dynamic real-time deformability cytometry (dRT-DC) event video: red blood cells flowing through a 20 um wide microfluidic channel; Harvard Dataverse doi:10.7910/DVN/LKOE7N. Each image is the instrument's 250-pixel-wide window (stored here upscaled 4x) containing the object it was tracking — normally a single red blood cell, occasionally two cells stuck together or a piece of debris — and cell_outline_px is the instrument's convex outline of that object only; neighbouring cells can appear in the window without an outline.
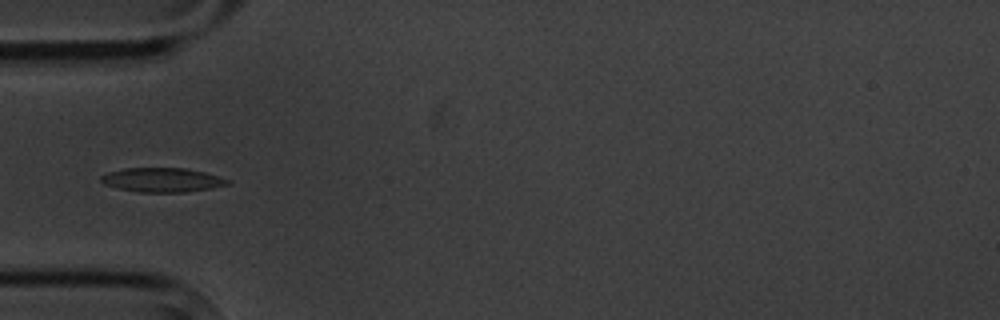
{"species": "common noctule bat (a hibernating species)", "species_latin": "Nyctalus noctula", "temperature_condition": "cold", "stored_images_in_passage": 9, "camera_frame_rate_fps": 3000, "um_per_image_px": 0.085, "animal": {"sex": "male", "body_mass_g": 20.1, "forearm_length_mm": 53.5}, "frame": {"image": 1, "passage_image": 6, "time_ms": 5.667, "image_size_px": [1000, 320], "cell_outline_px": [[232, 184], [212, 188], [184, 192], [140, 192], [120, 188], [104, 184], [100, 180], [100, 176], [108, 172], [124, 168], [184, 168], [204, 172], [228, 180]], "centroid_in_image_um": [13.78, 15.29], "position_along_channel_um": 71.2, "area_um2": 17.69}}
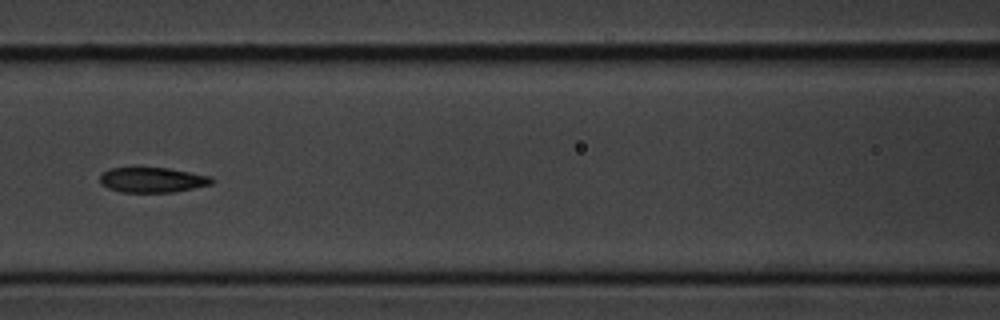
{"frame": {"image": 2, "passage_image": 8, "time_ms": 8.0, "image_size_px": [1000, 320], "cell_outline_px": [[216, 180], [212, 184], [172, 192], [124, 192], [108, 188], [100, 184], [100, 176], [108, 168], [136, 164], [168, 168], [208, 176]], "centroid_in_image_um": [12.87, 15.24], "position_along_channel_um": 153.7, "area_um2": 16.99}}
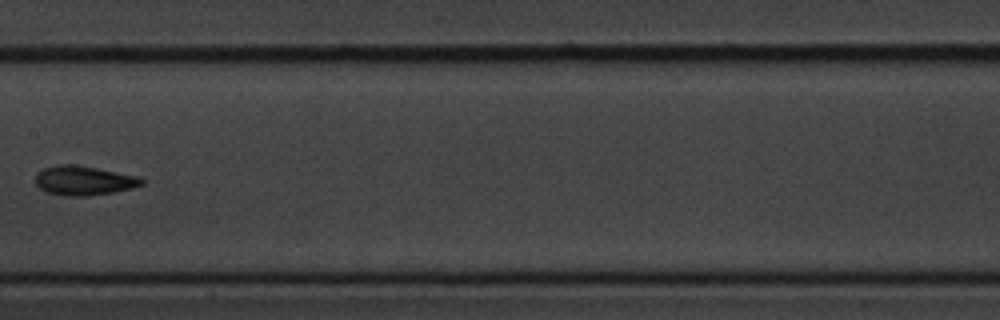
{"frame": {"image": 3, "passage_image": 9, "time_ms": 9.333, "image_size_px": [1000, 320], "cell_outline_px": [[144, 184], [132, 188], [112, 192], [88, 196], [68, 196], [48, 192], [40, 188], [36, 184], [36, 172], [44, 168], [56, 164], [76, 164], [136, 176], [144, 180]], "centroid_in_image_um": [7.1, 15.34], "position_along_channel_um": 200.3, "area_um2": 18.03}}